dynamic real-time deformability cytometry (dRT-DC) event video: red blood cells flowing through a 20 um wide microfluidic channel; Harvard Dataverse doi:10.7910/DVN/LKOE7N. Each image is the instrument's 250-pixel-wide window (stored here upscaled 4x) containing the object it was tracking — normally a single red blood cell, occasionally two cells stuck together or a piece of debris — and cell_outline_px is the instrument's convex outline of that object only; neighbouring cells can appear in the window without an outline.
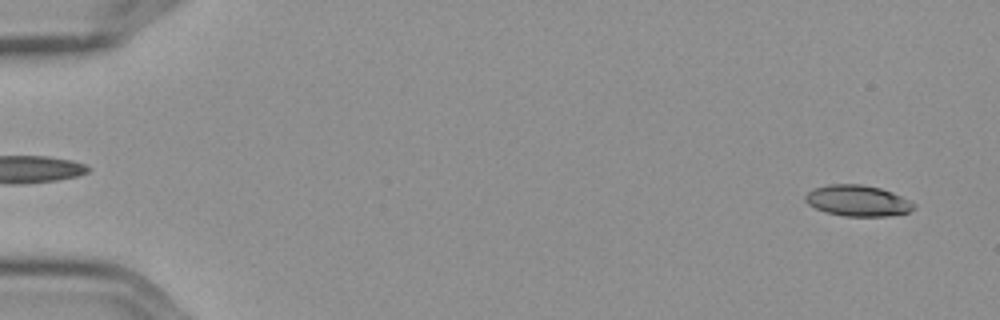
{"species": "Egyptian fruit bat (a non-hibernating species)", "species_latin": "Rousettus aegyptiacus", "temperature_condition": "cold", "stored_images_in_passage": 6, "camera_frame_rate_fps": 3000, "um_per_image_px": 0.085, "frame": {"image": 1, "passage_image": 1, "time_ms": 0.0, "image_size_px": [1000, 320], "cell_outline_px": [[916, 204], [908, 212], [888, 216], [844, 216], [824, 212], [808, 204], [804, 200], [804, 196], [812, 188], [828, 184], [860, 184], [880, 188], [892, 192]], "centroid_in_image_um": [72.85, 17.05], "position_along_channel_um": 12.2, "area_um2": 19.59}}